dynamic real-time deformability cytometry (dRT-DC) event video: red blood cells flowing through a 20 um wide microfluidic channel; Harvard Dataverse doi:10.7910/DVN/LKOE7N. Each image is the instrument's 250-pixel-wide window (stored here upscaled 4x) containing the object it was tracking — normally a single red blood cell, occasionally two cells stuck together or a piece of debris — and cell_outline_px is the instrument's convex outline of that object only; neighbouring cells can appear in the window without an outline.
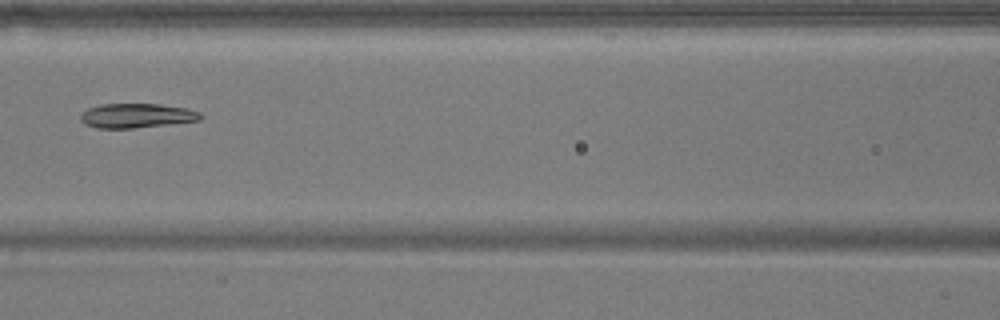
{"species": "common noctule bat (a hibernating species)", "species_latin": "Nyctalus noctula", "temperature_condition": "warm", "stored_images_in_passage": 6, "camera_frame_rate_fps": 3000, "um_per_image_px": 0.085, "animal": {"sex": "male", "body_mass_g": 17.9}, "frame": {"image": 1, "passage_image": 6, "time_ms": 6.667, "image_size_px": [1000, 320], "cell_outline_px": [[204, 116], [200, 120], [132, 128], [96, 128], [84, 124], [80, 120], [80, 112], [88, 108], [100, 104], [160, 104], [188, 108], [200, 112]], "centroid_in_image_um": [11.59, 9.82], "position_along_channel_um": 155.0, "area_um2": 17.17}}